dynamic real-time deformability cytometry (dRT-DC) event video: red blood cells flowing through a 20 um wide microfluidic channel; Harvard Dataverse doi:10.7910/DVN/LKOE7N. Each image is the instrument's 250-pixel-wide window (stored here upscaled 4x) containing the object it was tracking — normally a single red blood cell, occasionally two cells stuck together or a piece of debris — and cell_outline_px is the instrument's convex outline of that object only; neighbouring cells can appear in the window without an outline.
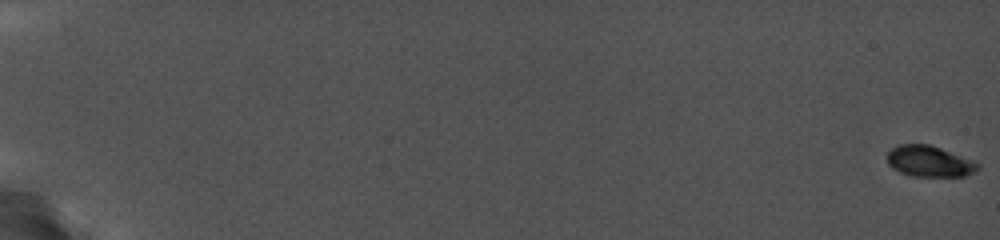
{"species": "common noctule bat (a hibernating species)", "species_latin": "Nyctalus noctula", "temperature_condition": "cold", "stored_images_in_passage": 51, "camera_frame_rate_fps": 5000, "um_per_image_px": 0.085, "animal": {"sex": "female", "body_mass_g": 19.0, "forearm_length_mm": 56.7}, "frame": {"image": 1, "passage_image": 1, "time_ms": 0.0, "image_size_px": [1000, 240], "cell_outline_px": [[980, 168], [976, 172], [964, 176], [908, 176], [892, 168], [888, 164], [888, 152], [892, 148], [900, 144], [928, 144], [940, 148], [980, 164]], "centroid_in_image_um": [78.98, 13.73], "position_along_channel_um": 6.0, "area_um2": 16.24}}
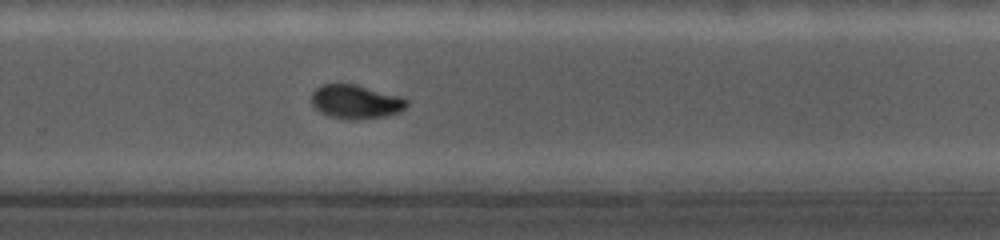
{"frame": {"image": 2, "passage_image": 43, "time_ms": 13.8, "image_size_px": [1000, 240], "cell_outline_px": [[408, 104], [404, 108], [396, 112], [384, 116], [352, 120], [348, 120], [328, 116], [320, 112], [312, 104], [312, 92], [316, 88], [324, 84], [356, 84], [400, 96], [408, 100]], "centroid_in_image_um": [30.22, 8.65], "position_along_channel_um": 299.6, "area_um2": 18.67}}
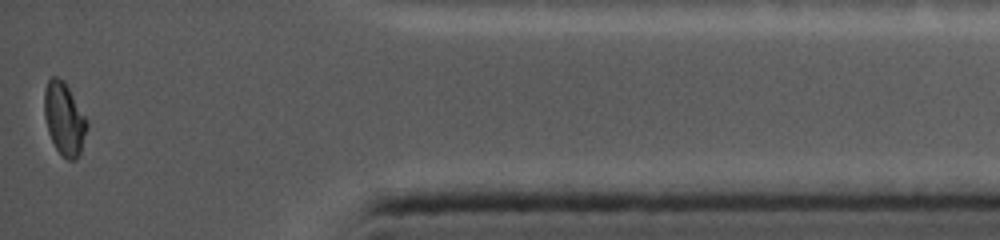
{"frame": {"image": 3, "passage_image": 51, "time_ms": 17.8, "image_size_px": [1000, 240], "cell_outline_px": [[88, 124], [80, 152], [76, 160], [68, 160], [56, 148], [48, 132], [44, 116], [44, 92], [48, 80], [52, 76], [56, 76], [64, 80], [84, 116]], "centroid_in_image_um": [5.43, 10.08], "position_along_channel_um": 429.8, "area_um2": 17.69}, "authors_computed_cell_mechanics": {"area_um2": 18.3226, "velocity_mm_per_s": 3.7682, "shape_relaxation_time_tau1_ms": 2.4973, "shape_relaxation_time_tau2_ms": 1.3801, "deformation_change_tau1": 0.1143, "deformation_change_tau2": 0.0316}}